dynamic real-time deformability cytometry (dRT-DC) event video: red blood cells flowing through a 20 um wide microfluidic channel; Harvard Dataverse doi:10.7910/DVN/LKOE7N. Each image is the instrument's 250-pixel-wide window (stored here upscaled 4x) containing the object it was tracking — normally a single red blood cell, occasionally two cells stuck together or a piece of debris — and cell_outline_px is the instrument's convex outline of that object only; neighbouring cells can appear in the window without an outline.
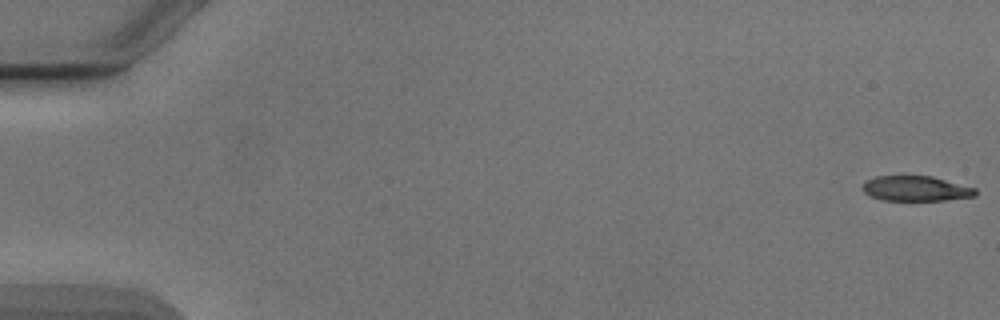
{"species": "Egyptian fruit bat (a non-hibernating species)", "species_latin": "Rousettus aegyptiacus", "temperature_condition": "cold", "stored_images_in_passage": 53, "camera_frame_rate_fps": 3000, "um_per_image_px": 0.085, "animal": {"sex": "male"}, "frame": {"image": 1, "passage_image": 1, "time_ms": 0.0, "image_size_px": [1000, 320], "cell_outline_px": [[976, 196], [944, 200], [884, 200], [872, 196], [864, 192], [864, 184], [868, 180], [876, 176], [932, 176], [976, 188]], "centroid_in_image_um": [77.89, 16.02], "position_along_channel_um": 7.1, "area_um2": 16.24}}
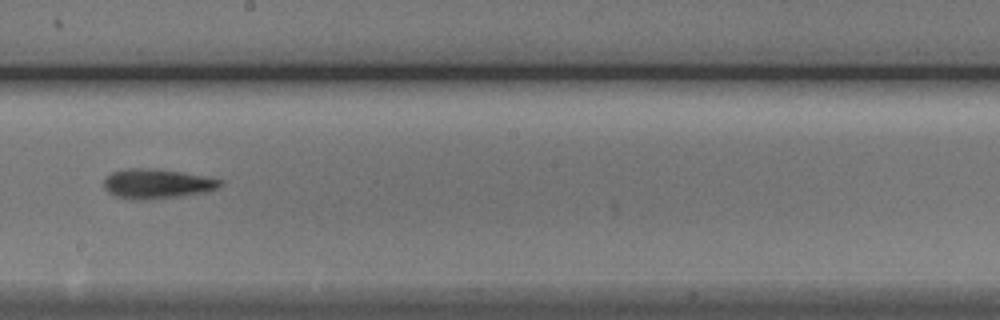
{"frame": {"image": 2, "passage_image": 31, "time_ms": 10.0, "image_size_px": [1000, 320], "cell_outline_px": [[224, 184], [216, 188], [204, 192], [180, 196], [140, 200], [116, 196], [108, 192], [104, 188], [104, 180], [112, 172], [128, 168], [156, 168], [180, 172], [224, 180]], "centroid_in_image_um": [13.34, 15.61], "position_along_channel_um": 234.9, "area_um2": 19.88}}
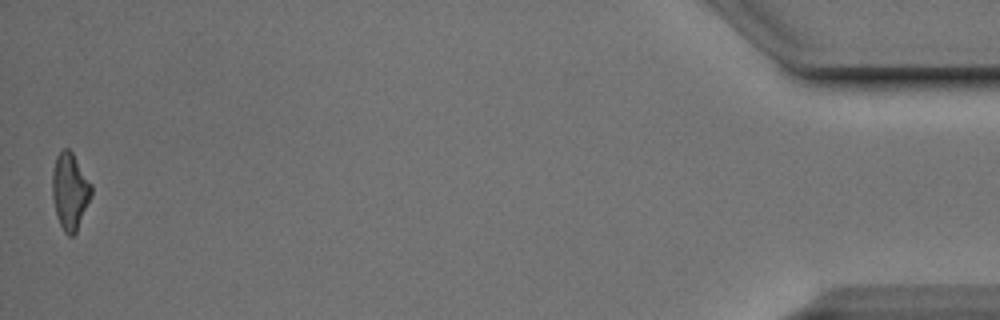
{"frame": {"image": 3, "passage_image": 53, "time_ms": 17.333, "image_size_px": [1000, 320], "cell_outline_px": [[92, 192], [76, 232], [72, 236], [68, 236], [64, 232], [56, 216], [52, 196], [52, 172], [56, 156], [64, 148], [68, 148], [72, 152], [92, 184]], "centroid_in_image_um": [5.93, 16.24], "position_along_channel_um": 429.3, "area_um2": 17.34}, "authors_computed_cell_mechanics": {"area_um2": 18.3226, "velocity_mm_per_s": 3.8986, "shape_relaxation_time_tau1_ms": 4.8182, "shape_relaxation_time_tau2_ms": null, "deformation_change_tau1": 0.1695, "deformation_change_tau2": null}}